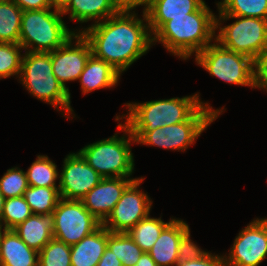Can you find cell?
<instances>
[{"instance_id":"obj_41","label":"cell","mask_w":267,"mask_h":266,"mask_svg":"<svg viewBox=\"0 0 267 266\" xmlns=\"http://www.w3.org/2000/svg\"><path fill=\"white\" fill-rule=\"evenodd\" d=\"M5 200L6 199L2 195V192L0 191V220H1L2 213H3V208H4Z\"/></svg>"},{"instance_id":"obj_23","label":"cell","mask_w":267,"mask_h":266,"mask_svg":"<svg viewBox=\"0 0 267 266\" xmlns=\"http://www.w3.org/2000/svg\"><path fill=\"white\" fill-rule=\"evenodd\" d=\"M164 222L162 216L159 218L151 217L150 214L140 220L129 232H127L134 242L143 252H149L154 243L160 236L162 230L173 220Z\"/></svg>"},{"instance_id":"obj_33","label":"cell","mask_w":267,"mask_h":266,"mask_svg":"<svg viewBox=\"0 0 267 266\" xmlns=\"http://www.w3.org/2000/svg\"><path fill=\"white\" fill-rule=\"evenodd\" d=\"M191 239L190 229L182 236L178 249V262L196 260L203 257L208 251L202 250L200 246Z\"/></svg>"},{"instance_id":"obj_17","label":"cell","mask_w":267,"mask_h":266,"mask_svg":"<svg viewBox=\"0 0 267 266\" xmlns=\"http://www.w3.org/2000/svg\"><path fill=\"white\" fill-rule=\"evenodd\" d=\"M204 0H151L144 9L151 35L172 17L186 16L195 12Z\"/></svg>"},{"instance_id":"obj_43","label":"cell","mask_w":267,"mask_h":266,"mask_svg":"<svg viewBox=\"0 0 267 266\" xmlns=\"http://www.w3.org/2000/svg\"><path fill=\"white\" fill-rule=\"evenodd\" d=\"M12 0H0V2H10Z\"/></svg>"},{"instance_id":"obj_19","label":"cell","mask_w":267,"mask_h":266,"mask_svg":"<svg viewBox=\"0 0 267 266\" xmlns=\"http://www.w3.org/2000/svg\"><path fill=\"white\" fill-rule=\"evenodd\" d=\"M120 77L121 74L111 65L91 54L79 77L80 88L83 95L98 89L113 88L118 85Z\"/></svg>"},{"instance_id":"obj_4","label":"cell","mask_w":267,"mask_h":266,"mask_svg":"<svg viewBox=\"0 0 267 266\" xmlns=\"http://www.w3.org/2000/svg\"><path fill=\"white\" fill-rule=\"evenodd\" d=\"M20 83L33 97L50 104L63 116L75 118L71 107V93L63 87L53 74L49 52H25L22 58ZM74 115V116H73ZM69 116V117H68Z\"/></svg>"},{"instance_id":"obj_37","label":"cell","mask_w":267,"mask_h":266,"mask_svg":"<svg viewBox=\"0 0 267 266\" xmlns=\"http://www.w3.org/2000/svg\"><path fill=\"white\" fill-rule=\"evenodd\" d=\"M121 9L136 10L137 7L143 6V10L149 5L151 0H115Z\"/></svg>"},{"instance_id":"obj_3","label":"cell","mask_w":267,"mask_h":266,"mask_svg":"<svg viewBox=\"0 0 267 266\" xmlns=\"http://www.w3.org/2000/svg\"><path fill=\"white\" fill-rule=\"evenodd\" d=\"M202 104L213 109L208 102H202L198 92L181 98L129 102L124 104L127 113L116 114L115 120L126 118L123 124L129 131H150L186 121Z\"/></svg>"},{"instance_id":"obj_5","label":"cell","mask_w":267,"mask_h":266,"mask_svg":"<svg viewBox=\"0 0 267 266\" xmlns=\"http://www.w3.org/2000/svg\"><path fill=\"white\" fill-rule=\"evenodd\" d=\"M117 128V131L123 132L120 137L116 132L111 137L87 144L78 151L103 178L131 177L134 172L131 143L136 144L135 138L122 122Z\"/></svg>"},{"instance_id":"obj_11","label":"cell","mask_w":267,"mask_h":266,"mask_svg":"<svg viewBox=\"0 0 267 266\" xmlns=\"http://www.w3.org/2000/svg\"><path fill=\"white\" fill-rule=\"evenodd\" d=\"M145 177L133 180L124 190L112 212L102 225L113 233H127L140 220L148 216L152 208V199L140 189Z\"/></svg>"},{"instance_id":"obj_35","label":"cell","mask_w":267,"mask_h":266,"mask_svg":"<svg viewBox=\"0 0 267 266\" xmlns=\"http://www.w3.org/2000/svg\"><path fill=\"white\" fill-rule=\"evenodd\" d=\"M176 266H225V262L223 254H212L208 251L199 259L178 262Z\"/></svg>"},{"instance_id":"obj_42","label":"cell","mask_w":267,"mask_h":266,"mask_svg":"<svg viewBox=\"0 0 267 266\" xmlns=\"http://www.w3.org/2000/svg\"><path fill=\"white\" fill-rule=\"evenodd\" d=\"M3 231H4V228H3V226L0 224V239H1V236H2Z\"/></svg>"},{"instance_id":"obj_34","label":"cell","mask_w":267,"mask_h":266,"mask_svg":"<svg viewBox=\"0 0 267 266\" xmlns=\"http://www.w3.org/2000/svg\"><path fill=\"white\" fill-rule=\"evenodd\" d=\"M254 85L267 93V47L254 60Z\"/></svg>"},{"instance_id":"obj_39","label":"cell","mask_w":267,"mask_h":266,"mask_svg":"<svg viewBox=\"0 0 267 266\" xmlns=\"http://www.w3.org/2000/svg\"><path fill=\"white\" fill-rule=\"evenodd\" d=\"M136 266H157V264L151 258L149 253L144 252L136 263Z\"/></svg>"},{"instance_id":"obj_15","label":"cell","mask_w":267,"mask_h":266,"mask_svg":"<svg viewBox=\"0 0 267 266\" xmlns=\"http://www.w3.org/2000/svg\"><path fill=\"white\" fill-rule=\"evenodd\" d=\"M137 179L131 177H106L91 189L82 199L84 207L101 223L112 212L126 187Z\"/></svg>"},{"instance_id":"obj_40","label":"cell","mask_w":267,"mask_h":266,"mask_svg":"<svg viewBox=\"0 0 267 266\" xmlns=\"http://www.w3.org/2000/svg\"><path fill=\"white\" fill-rule=\"evenodd\" d=\"M50 8L62 12L68 5L69 0H48Z\"/></svg>"},{"instance_id":"obj_24","label":"cell","mask_w":267,"mask_h":266,"mask_svg":"<svg viewBox=\"0 0 267 266\" xmlns=\"http://www.w3.org/2000/svg\"><path fill=\"white\" fill-rule=\"evenodd\" d=\"M22 12L13 1L0 2V42L19 44Z\"/></svg>"},{"instance_id":"obj_18","label":"cell","mask_w":267,"mask_h":266,"mask_svg":"<svg viewBox=\"0 0 267 266\" xmlns=\"http://www.w3.org/2000/svg\"><path fill=\"white\" fill-rule=\"evenodd\" d=\"M121 8L115 0H69L67 7L61 12L70 15V21L87 23L93 20V24L117 14Z\"/></svg>"},{"instance_id":"obj_30","label":"cell","mask_w":267,"mask_h":266,"mask_svg":"<svg viewBox=\"0 0 267 266\" xmlns=\"http://www.w3.org/2000/svg\"><path fill=\"white\" fill-rule=\"evenodd\" d=\"M24 49L17 43L0 42V80L11 76L19 79Z\"/></svg>"},{"instance_id":"obj_8","label":"cell","mask_w":267,"mask_h":266,"mask_svg":"<svg viewBox=\"0 0 267 266\" xmlns=\"http://www.w3.org/2000/svg\"><path fill=\"white\" fill-rule=\"evenodd\" d=\"M230 19L236 21L222 25ZM215 32V41L221 46L248 56L253 61L267 47V19L216 15Z\"/></svg>"},{"instance_id":"obj_6","label":"cell","mask_w":267,"mask_h":266,"mask_svg":"<svg viewBox=\"0 0 267 266\" xmlns=\"http://www.w3.org/2000/svg\"><path fill=\"white\" fill-rule=\"evenodd\" d=\"M60 11L48 8L24 10L19 44L24 52H51L60 48L77 30L69 29Z\"/></svg>"},{"instance_id":"obj_28","label":"cell","mask_w":267,"mask_h":266,"mask_svg":"<svg viewBox=\"0 0 267 266\" xmlns=\"http://www.w3.org/2000/svg\"><path fill=\"white\" fill-rule=\"evenodd\" d=\"M107 248L121 261L122 266H136L144 253L128 233H113L109 231Z\"/></svg>"},{"instance_id":"obj_26","label":"cell","mask_w":267,"mask_h":266,"mask_svg":"<svg viewBox=\"0 0 267 266\" xmlns=\"http://www.w3.org/2000/svg\"><path fill=\"white\" fill-rule=\"evenodd\" d=\"M24 198L33 214L52 213L61 199L59 187H35L29 186Z\"/></svg>"},{"instance_id":"obj_31","label":"cell","mask_w":267,"mask_h":266,"mask_svg":"<svg viewBox=\"0 0 267 266\" xmlns=\"http://www.w3.org/2000/svg\"><path fill=\"white\" fill-rule=\"evenodd\" d=\"M32 214L24 196L7 198L4 203L0 224L4 229H14Z\"/></svg>"},{"instance_id":"obj_1","label":"cell","mask_w":267,"mask_h":266,"mask_svg":"<svg viewBox=\"0 0 267 266\" xmlns=\"http://www.w3.org/2000/svg\"><path fill=\"white\" fill-rule=\"evenodd\" d=\"M121 9L102 22L77 30L91 46L92 54L122 74L145 55L152 45V35L144 10Z\"/></svg>"},{"instance_id":"obj_10","label":"cell","mask_w":267,"mask_h":266,"mask_svg":"<svg viewBox=\"0 0 267 266\" xmlns=\"http://www.w3.org/2000/svg\"><path fill=\"white\" fill-rule=\"evenodd\" d=\"M53 215V237L70 246L77 244L102 225L84 207L81 200L61 198L53 211Z\"/></svg>"},{"instance_id":"obj_38","label":"cell","mask_w":267,"mask_h":266,"mask_svg":"<svg viewBox=\"0 0 267 266\" xmlns=\"http://www.w3.org/2000/svg\"><path fill=\"white\" fill-rule=\"evenodd\" d=\"M97 266H122V263L109 248H106Z\"/></svg>"},{"instance_id":"obj_21","label":"cell","mask_w":267,"mask_h":266,"mask_svg":"<svg viewBox=\"0 0 267 266\" xmlns=\"http://www.w3.org/2000/svg\"><path fill=\"white\" fill-rule=\"evenodd\" d=\"M0 266H38V252L28 247L13 229L0 239Z\"/></svg>"},{"instance_id":"obj_27","label":"cell","mask_w":267,"mask_h":266,"mask_svg":"<svg viewBox=\"0 0 267 266\" xmlns=\"http://www.w3.org/2000/svg\"><path fill=\"white\" fill-rule=\"evenodd\" d=\"M216 5L219 15L267 19V0H221Z\"/></svg>"},{"instance_id":"obj_36","label":"cell","mask_w":267,"mask_h":266,"mask_svg":"<svg viewBox=\"0 0 267 266\" xmlns=\"http://www.w3.org/2000/svg\"><path fill=\"white\" fill-rule=\"evenodd\" d=\"M23 11L24 10H41L50 8L48 0H12Z\"/></svg>"},{"instance_id":"obj_13","label":"cell","mask_w":267,"mask_h":266,"mask_svg":"<svg viewBox=\"0 0 267 266\" xmlns=\"http://www.w3.org/2000/svg\"><path fill=\"white\" fill-rule=\"evenodd\" d=\"M75 40V42H74ZM53 74L69 92L66 82L79 80L92 54L91 46L82 33H75L60 48L49 52Z\"/></svg>"},{"instance_id":"obj_22","label":"cell","mask_w":267,"mask_h":266,"mask_svg":"<svg viewBox=\"0 0 267 266\" xmlns=\"http://www.w3.org/2000/svg\"><path fill=\"white\" fill-rule=\"evenodd\" d=\"M109 231L101 225L71 246V266H97L107 248Z\"/></svg>"},{"instance_id":"obj_14","label":"cell","mask_w":267,"mask_h":266,"mask_svg":"<svg viewBox=\"0 0 267 266\" xmlns=\"http://www.w3.org/2000/svg\"><path fill=\"white\" fill-rule=\"evenodd\" d=\"M102 178L79 152L69 153L59 174L60 196L68 200H81Z\"/></svg>"},{"instance_id":"obj_7","label":"cell","mask_w":267,"mask_h":266,"mask_svg":"<svg viewBox=\"0 0 267 266\" xmlns=\"http://www.w3.org/2000/svg\"><path fill=\"white\" fill-rule=\"evenodd\" d=\"M224 108L212 109L201 105L186 121L150 131H130L136 144L154 146L172 151H186L195 144L197 138L219 115Z\"/></svg>"},{"instance_id":"obj_29","label":"cell","mask_w":267,"mask_h":266,"mask_svg":"<svg viewBox=\"0 0 267 266\" xmlns=\"http://www.w3.org/2000/svg\"><path fill=\"white\" fill-rule=\"evenodd\" d=\"M71 246L52 238L38 252V266H71Z\"/></svg>"},{"instance_id":"obj_2","label":"cell","mask_w":267,"mask_h":266,"mask_svg":"<svg viewBox=\"0 0 267 266\" xmlns=\"http://www.w3.org/2000/svg\"><path fill=\"white\" fill-rule=\"evenodd\" d=\"M215 30L216 15L204 2L195 12L165 22L152 35V45L161 43L172 55L188 60L215 41Z\"/></svg>"},{"instance_id":"obj_12","label":"cell","mask_w":267,"mask_h":266,"mask_svg":"<svg viewBox=\"0 0 267 266\" xmlns=\"http://www.w3.org/2000/svg\"><path fill=\"white\" fill-rule=\"evenodd\" d=\"M225 266H259L267 257V218H255L235 237Z\"/></svg>"},{"instance_id":"obj_9","label":"cell","mask_w":267,"mask_h":266,"mask_svg":"<svg viewBox=\"0 0 267 266\" xmlns=\"http://www.w3.org/2000/svg\"><path fill=\"white\" fill-rule=\"evenodd\" d=\"M194 60L213 77L229 84L255 89L254 61L248 56L224 48L217 41L201 50Z\"/></svg>"},{"instance_id":"obj_25","label":"cell","mask_w":267,"mask_h":266,"mask_svg":"<svg viewBox=\"0 0 267 266\" xmlns=\"http://www.w3.org/2000/svg\"><path fill=\"white\" fill-rule=\"evenodd\" d=\"M29 186L35 187H59L56 181L59 179V171L47 155H37L36 160L26 171Z\"/></svg>"},{"instance_id":"obj_32","label":"cell","mask_w":267,"mask_h":266,"mask_svg":"<svg viewBox=\"0 0 267 266\" xmlns=\"http://www.w3.org/2000/svg\"><path fill=\"white\" fill-rule=\"evenodd\" d=\"M28 187L26 172L19 167L7 169L0 178V191L5 199L24 196Z\"/></svg>"},{"instance_id":"obj_20","label":"cell","mask_w":267,"mask_h":266,"mask_svg":"<svg viewBox=\"0 0 267 266\" xmlns=\"http://www.w3.org/2000/svg\"><path fill=\"white\" fill-rule=\"evenodd\" d=\"M13 230L28 247L40 252L41 249L53 238V212L42 215L32 214Z\"/></svg>"},{"instance_id":"obj_16","label":"cell","mask_w":267,"mask_h":266,"mask_svg":"<svg viewBox=\"0 0 267 266\" xmlns=\"http://www.w3.org/2000/svg\"><path fill=\"white\" fill-rule=\"evenodd\" d=\"M190 229L183 219L174 218L161 232L149 250L151 258L157 266H176L178 249L182 236Z\"/></svg>"}]
</instances>
